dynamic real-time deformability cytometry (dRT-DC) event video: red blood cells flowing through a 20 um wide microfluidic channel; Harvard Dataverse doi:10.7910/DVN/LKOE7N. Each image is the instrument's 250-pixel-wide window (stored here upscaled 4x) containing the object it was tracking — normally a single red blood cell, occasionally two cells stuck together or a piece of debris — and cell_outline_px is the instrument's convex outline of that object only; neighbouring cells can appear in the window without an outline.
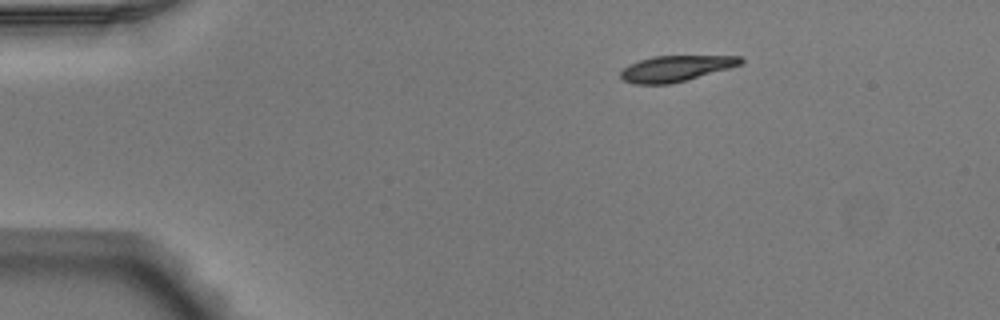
{"species": "Egyptian fruit bat (a non-hibernating species)", "species_latin": "Rousettus aegyptiacus", "temperature_condition": "warm", "stored_images_in_passage": 44, "camera_frame_rate_fps": 3000, "um_per_image_px": 0.085, "animal": {"sex": "male"}, "frame": {"image": 1, "passage_image": 1, "time_ms": 0.0, "image_size_px": [1000, 320], "cell_outline_px": [[744, 64], [684, 80], [668, 84], [636, 84], [624, 80], [620, 76], [620, 72], [628, 64], [652, 56], [740, 56], [744, 60]], "centroid_in_image_um": [57.44, 5.81], "position_along_channel_um": 27.6, "area_um2": 17.86}}
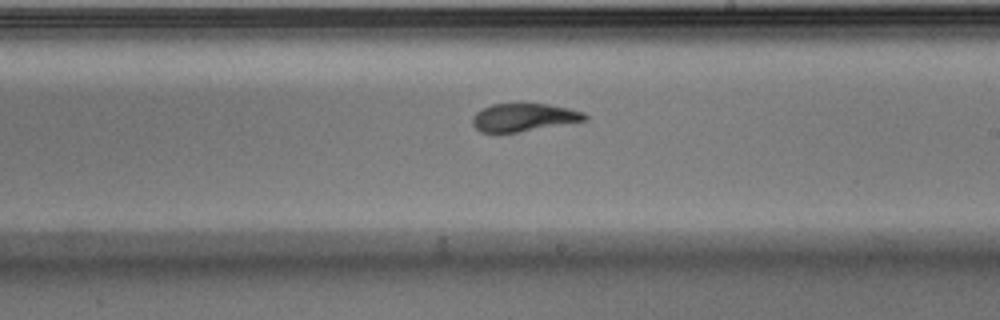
{"frame": {"image": 2, "passage_image": 23, "time_ms": 7.333, "image_size_px": [1000, 320], "cell_outline_px": [[588, 120], [516, 132], [480, 132], [472, 124], [472, 116], [476, 112], [492, 104], [548, 104], [568, 108], [584, 112], [588, 116]], "centroid_in_image_um": [44.52, 9.97], "position_along_channel_um": 244.5, "area_um2": 18.09}}
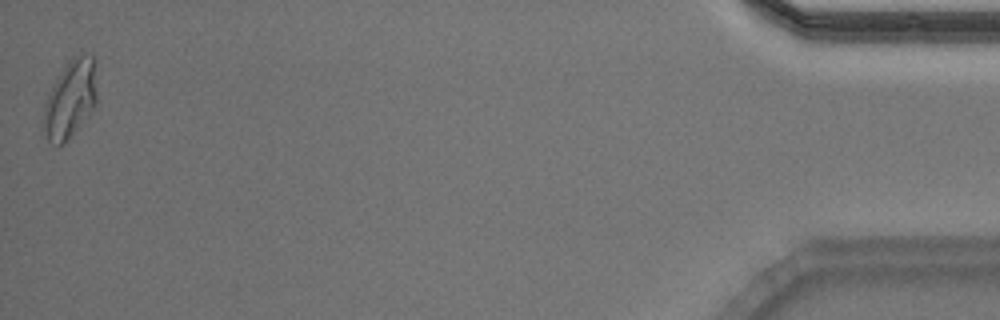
{"frame": {"image": 3, "passage_image": 44, "time_ms": 14.333, "image_size_px": [1000, 320], "cell_outline_px": [[96, 104], [88, 116], [60, 144], [48, 140], [44, 128], [44, 104], [48, 92], [68, 60], [72, 56], [84, 52], [92, 52], [96, 60]], "centroid_in_image_um": [6.02, 8.27], "position_along_channel_um": 429.2, "area_um2": 24.04}, "authors_computed_cell_mechanics": {"area_um2": 19.4497, "velocity_mm_per_s": 3.9005, "shape_relaxation_time_tau1_ms": 4.2112, "shape_relaxation_time_tau2_ms": 1.4757, "deformation_change_tau1": 0.1852, "deformation_change_tau2": 0.0681}}